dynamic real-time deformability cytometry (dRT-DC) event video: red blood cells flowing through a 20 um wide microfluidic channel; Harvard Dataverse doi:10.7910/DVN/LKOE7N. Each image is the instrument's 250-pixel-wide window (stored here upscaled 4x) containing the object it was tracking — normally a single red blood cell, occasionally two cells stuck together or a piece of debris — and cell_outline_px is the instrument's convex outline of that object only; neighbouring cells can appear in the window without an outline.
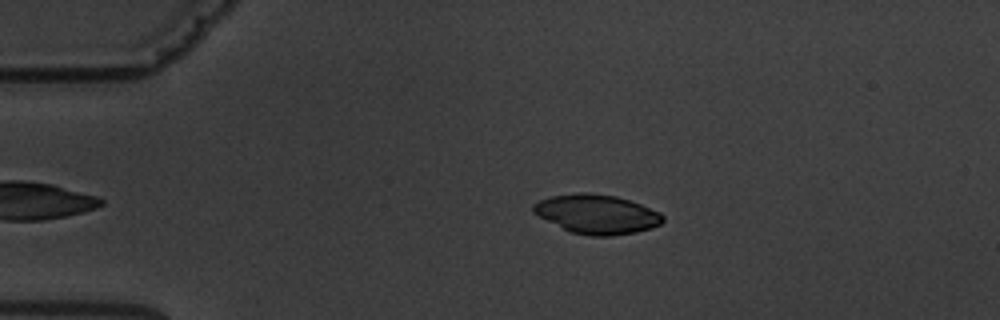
{"species": "common noctule bat (a hibernating species)", "species_latin": "Nyctalus noctula", "temperature_condition": "warm", "stored_images_in_passage": 9, "camera_frame_rate_fps": 3000, "um_per_image_px": 0.085, "animal": {"sex": "male", "body_mass_g": 19.5, "forearm_length_mm": 54.6}, "frame": {"image": 1, "passage_image": 1, "time_ms": 0.0, "image_size_px": [1000, 320], "cell_outline_px": [[664, 220], [660, 224], [652, 228], [636, 232], [612, 236], [588, 236], [572, 232], [532, 212], [532, 204], [540, 200], [552, 196], [576, 192], [588, 192], [616, 196], [640, 204], [660, 212], [664, 216]], "centroid_in_image_um": [50.75, 18.2], "position_along_channel_um": 34.2, "area_um2": 29.48}}